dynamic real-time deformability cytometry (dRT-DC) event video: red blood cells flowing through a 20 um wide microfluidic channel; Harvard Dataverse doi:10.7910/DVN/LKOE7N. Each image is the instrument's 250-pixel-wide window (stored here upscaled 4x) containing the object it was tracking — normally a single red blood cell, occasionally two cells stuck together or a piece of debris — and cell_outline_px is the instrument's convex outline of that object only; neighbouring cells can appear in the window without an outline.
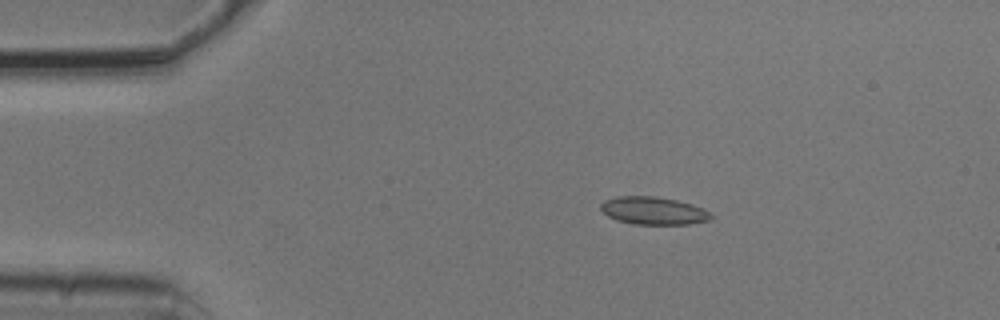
{"species": "common noctule bat (a hibernating species)", "species_latin": "Nyctalus noctula", "temperature_condition": "cold", "stored_images_in_passage": 3, "camera_frame_rate_fps": 3000, "um_per_image_px": 0.085, "animal": {"sex": "male", "body_mass_g": 20.5, "forearm_length_mm": 52.5}, "frame": {"image": 1, "passage_image": 2, "time_ms": 0.333, "image_size_px": [1000, 320], "cell_outline_px": [[712, 220], [688, 224], [636, 224], [620, 220], [608, 216], [600, 208], [600, 204], [604, 200], [616, 196], [652, 196], [676, 200], [692, 204], [708, 212], [712, 216]], "centroid_in_image_um": [55.53, 17.9], "position_along_channel_um": 29.5, "area_um2": 17.57}}